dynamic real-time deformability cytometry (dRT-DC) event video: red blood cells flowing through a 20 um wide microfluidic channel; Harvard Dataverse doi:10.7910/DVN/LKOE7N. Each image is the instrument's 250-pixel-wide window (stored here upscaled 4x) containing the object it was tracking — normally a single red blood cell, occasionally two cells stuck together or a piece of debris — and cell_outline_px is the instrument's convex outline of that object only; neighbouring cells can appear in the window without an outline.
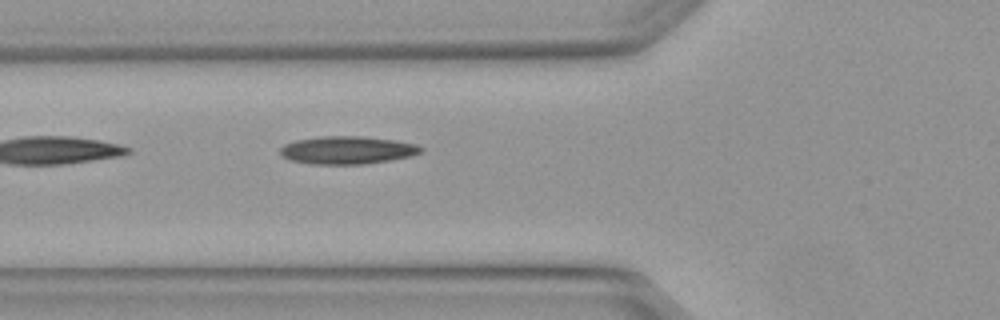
{"species": "Egyptian fruit bat (a non-hibernating species)", "species_latin": "Rousettus aegyptiacus", "temperature_condition": "warm", "stored_images_in_passage": 5, "camera_frame_rate_fps": 3000, "um_per_image_px": 0.085, "animal": {"sex": "female"}, "frame": {"image": 1, "passage_image": 5, "time_ms": 1.333, "image_size_px": [1000, 320], "cell_outline_px": [[424, 152], [408, 156], [388, 160], [364, 164], [312, 164], [288, 160], [280, 156], [280, 148], [284, 144], [296, 140], [320, 136], [364, 136], [396, 140], [416, 144], [424, 148]], "centroid_in_image_um": [29.49, 12.75], "position_along_channel_um": 96.3, "area_um2": 23.0}}